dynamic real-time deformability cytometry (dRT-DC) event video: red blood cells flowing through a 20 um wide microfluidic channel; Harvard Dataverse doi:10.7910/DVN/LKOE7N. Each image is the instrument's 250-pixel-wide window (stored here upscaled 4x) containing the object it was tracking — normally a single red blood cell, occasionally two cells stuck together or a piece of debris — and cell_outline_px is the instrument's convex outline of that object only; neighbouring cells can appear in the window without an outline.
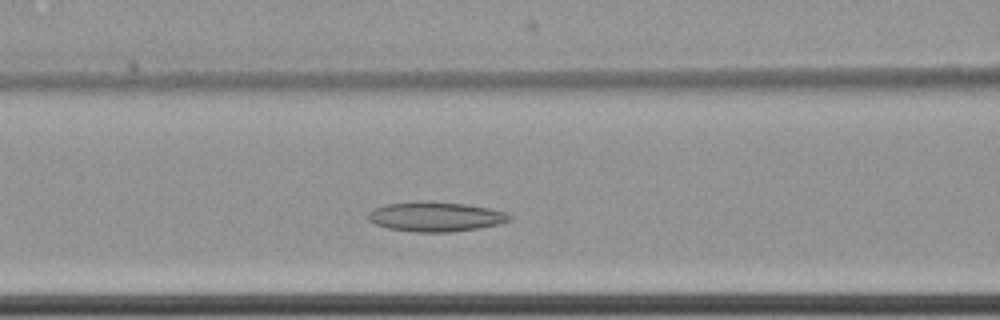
{"species": "common noctule bat (a hibernating species)", "species_latin": "Nyctalus noctula", "temperature_condition": "cold", "stored_images_in_passage": 42, "camera_frame_rate_fps": 3000, "um_per_image_px": 0.085, "animal": {"sex": "female", "body_mass_g": 22.7, "forearm_length_mm": 54.2}, "frame": {"image": 1, "passage_image": 14, "time_ms": 4.333, "image_size_px": [1000, 320], "cell_outline_px": [[512, 220], [500, 224], [476, 228], [448, 232], [416, 232], [388, 228], [376, 224], [368, 220], [368, 212], [372, 208], [384, 204], [420, 200], [428, 200], [464, 204], [488, 208], [504, 212], [512, 216]], "centroid_in_image_um": [36.98, 18.4], "position_along_channel_um": 129.6, "area_um2": 24.62}}
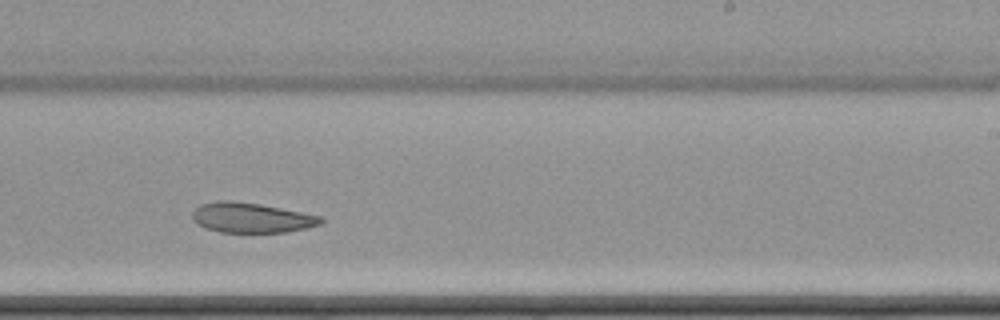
{"frame": {"image": 2, "passage_image": 26, "time_ms": 8.333, "image_size_px": [1000, 320], "cell_outline_px": [[324, 220], [320, 224], [304, 228], [284, 232], [220, 232], [204, 228], [196, 224], [192, 220], [192, 212], [200, 204], [216, 200], [232, 200], [260, 204], [320, 216]], "centroid_in_image_um": [21.28, 18.5], "position_along_channel_um": 267.7, "area_um2": 22.43}}
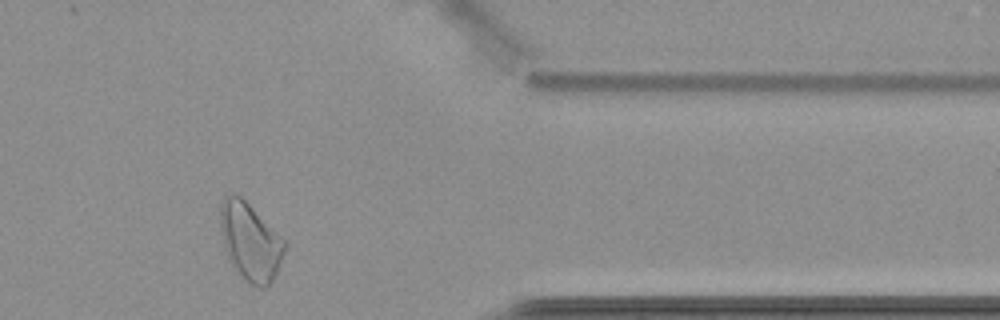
{"frame": {"image": 3, "passage_image": 38, "time_ms": 12.333, "image_size_px": [1000, 320], "cell_outline_px": [[288, 244], [276, 272], [272, 280], [264, 288], [260, 288], [248, 284], [236, 272], [228, 260], [224, 244], [220, 224], [220, 204], [224, 196], [228, 192], [236, 192]], "centroid_in_image_um": [21.24, 20.55], "position_along_channel_um": 390.2, "area_um2": 29.02}, "authors_computed_cell_mechanics": {"area_um2": 24.7962, "velocity_mm_per_s": 3.4541, "shape_relaxation_time_tau1_ms": null, "shape_relaxation_time_tau2_ms": 10.8576, "deformation_change_tau1": null, "deformation_change_tau2": 0.1641}}